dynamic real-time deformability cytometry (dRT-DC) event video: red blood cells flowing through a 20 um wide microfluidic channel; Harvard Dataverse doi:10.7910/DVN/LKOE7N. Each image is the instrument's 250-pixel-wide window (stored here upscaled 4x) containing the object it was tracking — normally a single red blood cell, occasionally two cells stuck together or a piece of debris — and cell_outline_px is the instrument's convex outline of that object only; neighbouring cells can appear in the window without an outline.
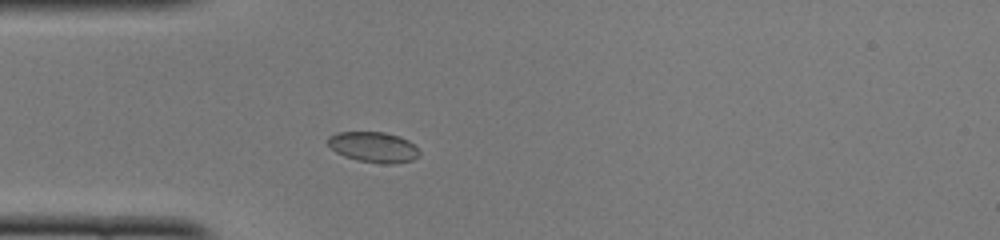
{"species": "common noctule bat (a hibernating species)", "species_latin": "Nyctalus noctula", "temperature_condition": "cold", "stored_images_in_passage": 38, "camera_frame_rate_fps": 3000, "um_per_image_px": 0.085, "animal": {"sex": "female", "body_mass_g": 22.0, "forearm_length_mm": 56.7}, "frame": {"image": 1, "passage_image": 2, "time_ms": 0.333, "image_size_px": [1000, 240], "cell_outline_px": [[420, 156], [412, 160], [392, 164], [384, 164], [356, 160], [344, 156], [336, 152], [328, 144], [328, 136], [336, 132], [384, 132], [400, 136], [408, 140], [420, 152]], "centroid_in_image_um": [31.75, 12.5], "position_along_channel_um": 53.3, "area_um2": 16.3}}
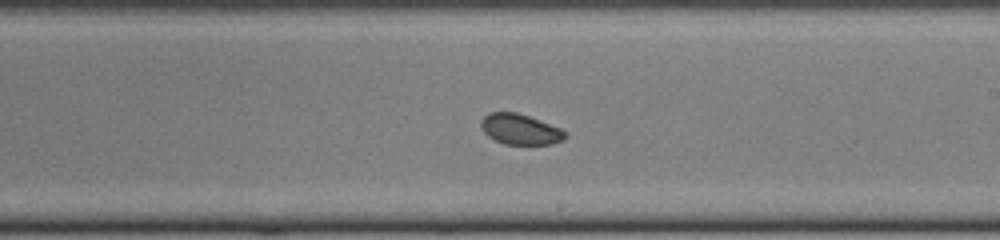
{"frame": {"image": 2, "passage_image": 17, "time_ms": 5.333, "image_size_px": [1000, 240], "cell_outline_px": [[568, 136], [564, 140], [552, 144], [504, 144], [488, 136], [484, 132], [480, 124], [480, 120], [488, 112], [516, 112], [528, 116], [560, 128], [568, 132]], "centroid_in_image_um": [44.23, 10.99], "position_along_channel_um": 244.8, "area_um2": 15.03}}
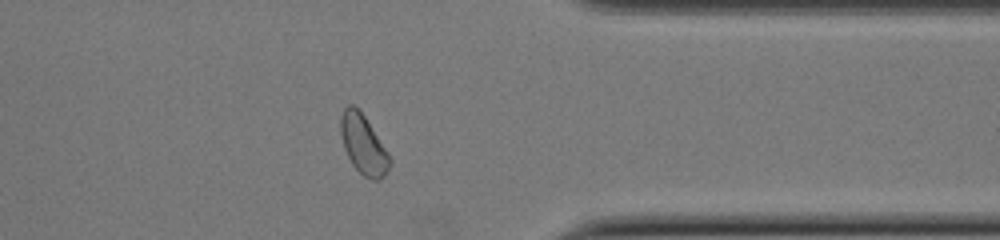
{"frame": {"image": 3, "passage_image": 28, "time_ms": 9.0, "image_size_px": [1000, 240], "cell_outline_px": [[392, 160], [388, 172], [380, 180], [372, 180], [364, 176], [352, 164], [344, 148], [340, 132], [340, 116], [344, 108], [348, 104], [352, 104], [364, 116], [388, 152]], "centroid_in_image_um": [30.89, 12.31], "position_along_channel_um": 380.5, "area_um2": 16.88}, "authors_computed_cell_mechanics": {"area_um2": 15.6638, "velocity_mm_per_s": 3.9603, "shape_relaxation_time_tau1_ms": 4.4718, "shape_relaxation_time_tau2_ms": null, "deformation_change_tau1": 0.0425, "deformation_change_tau2": null}}